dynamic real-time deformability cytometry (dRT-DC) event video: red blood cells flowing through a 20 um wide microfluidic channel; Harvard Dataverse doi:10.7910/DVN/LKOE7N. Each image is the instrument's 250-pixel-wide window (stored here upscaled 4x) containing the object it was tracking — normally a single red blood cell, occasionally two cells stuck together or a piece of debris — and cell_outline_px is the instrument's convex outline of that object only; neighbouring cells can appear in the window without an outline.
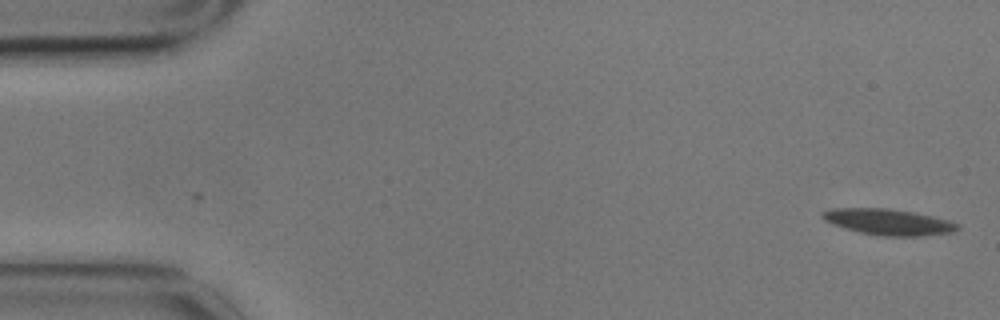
{"species": "common noctule bat (a hibernating species)", "species_latin": "Nyctalus noctula", "temperature_condition": "cold", "stored_images_in_passage": 15, "camera_frame_rate_fps": 3000, "um_per_image_px": 0.085, "animal": {"sex": "male", "body_mass_g": 17.9}, "frame": {"image": 1, "passage_image": 1, "time_ms": 0.0, "image_size_px": [1000, 320], "cell_outline_px": [[960, 228], [956, 232], [924, 236], [876, 236], [844, 228], [832, 224], [824, 220], [820, 216], [820, 212], [832, 208], [888, 208], [912, 212], [952, 220], [960, 224]], "centroid_in_image_um": [75.55, 18.87], "position_along_channel_um": 9.5, "area_um2": 20.92}}
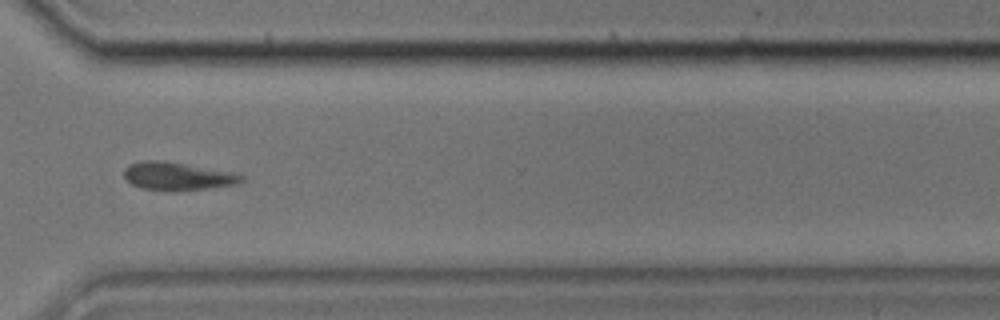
{"frame": {"image": 2, "passage_image": 12, "time_ms": 3.667, "image_size_px": [1000, 320], "cell_outline_px": [[244, 180], [240, 184], [208, 188], [172, 192], [168, 192], [140, 188], [132, 184], [124, 176], [124, 168], [128, 164], [140, 160], [164, 160], [228, 172], [244, 176]], "centroid_in_image_um": [15.03, 14.99], "position_along_channel_um": 355.6, "area_um2": 19.36}}
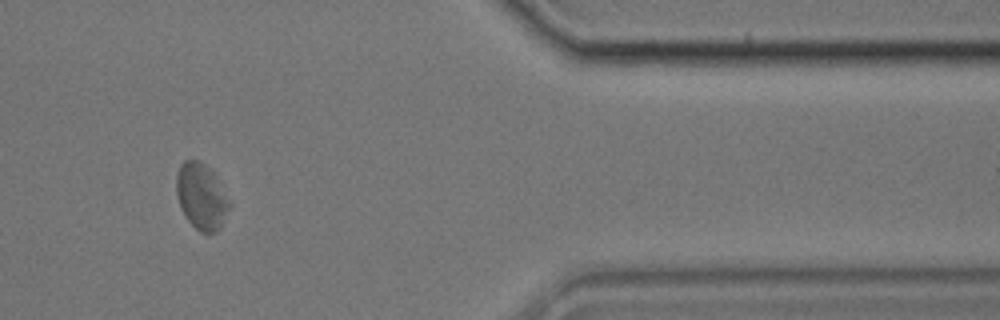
{"frame": {"image": 3, "passage_image": 13, "time_ms": 4.0, "image_size_px": [1000, 320], "cell_outline_px": [[228, 208], [216, 232], [200, 232], [188, 220], [180, 204], [176, 192], [176, 172], [180, 164], [184, 160], [200, 160], [212, 172], [228, 200]], "centroid_in_image_um": [17.05, 16.65], "position_along_channel_um": 394.3, "area_um2": 19.54}}